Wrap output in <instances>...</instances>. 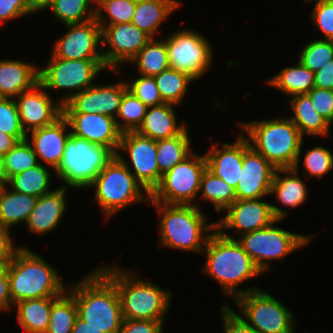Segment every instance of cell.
<instances>
[{"instance_id": "10", "label": "cell", "mask_w": 333, "mask_h": 333, "mask_svg": "<svg viewBox=\"0 0 333 333\" xmlns=\"http://www.w3.org/2000/svg\"><path fill=\"white\" fill-rule=\"evenodd\" d=\"M50 55L45 67H39V83L50 92L53 89L54 92L67 90L62 98H58L62 105L77 93L91 87L94 79L107 69L104 60H67Z\"/></svg>"}, {"instance_id": "28", "label": "cell", "mask_w": 333, "mask_h": 333, "mask_svg": "<svg viewBox=\"0 0 333 333\" xmlns=\"http://www.w3.org/2000/svg\"><path fill=\"white\" fill-rule=\"evenodd\" d=\"M181 4L180 0H137L131 23L152 38H158L156 35L162 22Z\"/></svg>"}, {"instance_id": "25", "label": "cell", "mask_w": 333, "mask_h": 333, "mask_svg": "<svg viewBox=\"0 0 333 333\" xmlns=\"http://www.w3.org/2000/svg\"><path fill=\"white\" fill-rule=\"evenodd\" d=\"M39 67L34 63L0 60V97L16 98L39 82Z\"/></svg>"}, {"instance_id": "48", "label": "cell", "mask_w": 333, "mask_h": 333, "mask_svg": "<svg viewBox=\"0 0 333 333\" xmlns=\"http://www.w3.org/2000/svg\"><path fill=\"white\" fill-rule=\"evenodd\" d=\"M307 95L311 99L313 107L330 124L333 123V90L312 88Z\"/></svg>"}, {"instance_id": "34", "label": "cell", "mask_w": 333, "mask_h": 333, "mask_svg": "<svg viewBox=\"0 0 333 333\" xmlns=\"http://www.w3.org/2000/svg\"><path fill=\"white\" fill-rule=\"evenodd\" d=\"M190 140L188 128L173 138L156 140L157 164L161 175L167 173L193 152Z\"/></svg>"}, {"instance_id": "35", "label": "cell", "mask_w": 333, "mask_h": 333, "mask_svg": "<svg viewBox=\"0 0 333 333\" xmlns=\"http://www.w3.org/2000/svg\"><path fill=\"white\" fill-rule=\"evenodd\" d=\"M130 63L135 64L138 73L143 76L154 77L170 68L165 40L153 38Z\"/></svg>"}, {"instance_id": "27", "label": "cell", "mask_w": 333, "mask_h": 333, "mask_svg": "<svg viewBox=\"0 0 333 333\" xmlns=\"http://www.w3.org/2000/svg\"><path fill=\"white\" fill-rule=\"evenodd\" d=\"M299 171V168H285L274 172L270 195H276L283 206L295 209L307 200L308 188Z\"/></svg>"}, {"instance_id": "54", "label": "cell", "mask_w": 333, "mask_h": 333, "mask_svg": "<svg viewBox=\"0 0 333 333\" xmlns=\"http://www.w3.org/2000/svg\"><path fill=\"white\" fill-rule=\"evenodd\" d=\"M314 87L333 90V60L314 72Z\"/></svg>"}, {"instance_id": "37", "label": "cell", "mask_w": 333, "mask_h": 333, "mask_svg": "<svg viewBox=\"0 0 333 333\" xmlns=\"http://www.w3.org/2000/svg\"><path fill=\"white\" fill-rule=\"evenodd\" d=\"M47 9L64 25L96 18V0H50Z\"/></svg>"}, {"instance_id": "56", "label": "cell", "mask_w": 333, "mask_h": 333, "mask_svg": "<svg viewBox=\"0 0 333 333\" xmlns=\"http://www.w3.org/2000/svg\"><path fill=\"white\" fill-rule=\"evenodd\" d=\"M71 333H104L94 326L88 325V322L77 316Z\"/></svg>"}, {"instance_id": "23", "label": "cell", "mask_w": 333, "mask_h": 333, "mask_svg": "<svg viewBox=\"0 0 333 333\" xmlns=\"http://www.w3.org/2000/svg\"><path fill=\"white\" fill-rule=\"evenodd\" d=\"M67 187L60 186L48 194L38 197L35 207L26 222L28 232L45 235L57 229L67 208Z\"/></svg>"}, {"instance_id": "17", "label": "cell", "mask_w": 333, "mask_h": 333, "mask_svg": "<svg viewBox=\"0 0 333 333\" xmlns=\"http://www.w3.org/2000/svg\"><path fill=\"white\" fill-rule=\"evenodd\" d=\"M102 54L107 69L118 73L119 66L130 63L153 38L131 22L101 26ZM107 50L106 46L107 45Z\"/></svg>"}, {"instance_id": "39", "label": "cell", "mask_w": 333, "mask_h": 333, "mask_svg": "<svg viewBox=\"0 0 333 333\" xmlns=\"http://www.w3.org/2000/svg\"><path fill=\"white\" fill-rule=\"evenodd\" d=\"M77 316L75 299L66 291L52 303L49 326L45 333H71Z\"/></svg>"}, {"instance_id": "21", "label": "cell", "mask_w": 333, "mask_h": 333, "mask_svg": "<svg viewBox=\"0 0 333 333\" xmlns=\"http://www.w3.org/2000/svg\"><path fill=\"white\" fill-rule=\"evenodd\" d=\"M63 116L72 135L106 147L116 155L122 133L114 118L98 113H63Z\"/></svg>"}, {"instance_id": "12", "label": "cell", "mask_w": 333, "mask_h": 333, "mask_svg": "<svg viewBox=\"0 0 333 333\" xmlns=\"http://www.w3.org/2000/svg\"><path fill=\"white\" fill-rule=\"evenodd\" d=\"M207 168L205 155L192 152L182 162L162 175L150 194V202L193 205L200 194L201 177Z\"/></svg>"}, {"instance_id": "43", "label": "cell", "mask_w": 333, "mask_h": 333, "mask_svg": "<svg viewBox=\"0 0 333 333\" xmlns=\"http://www.w3.org/2000/svg\"><path fill=\"white\" fill-rule=\"evenodd\" d=\"M298 61L312 72L333 60V41L315 39L302 46Z\"/></svg>"}, {"instance_id": "47", "label": "cell", "mask_w": 333, "mask_h": 333, "mask_svg": "<svg viewBox=\"0 0 333 333\" xmlns=\"http://www.w3.org/2000/svg\"><path fill=\"white\" fill-rule=\"evenodd\" d=\"M311 12V20L323 34V40L333 41V1H315Z\"/></svg>"}, {"instance_id": "6", "label": "cell", "mask_w": 333, "mask_h": 333, "mask_svg": "<svg viewBox=\"0 0 333 333\" xmlns=\"http://www.w3.org/2000/svg\"><path fill=\"white\" fill-rule=\"evenodd\" d=\"M7 273L13 305L26 299L60 297L68 288L57 269L28 247L16 251Z\"/></svg>"}, {"instance_id": "13", "label": "cell", "mask_w": 333, "mask_h": 333, "mask_svg": "<svg viewBox=\"0 0 333 333\" xmlns=\"http://www.w3.org/2000/svg\"><path fill=\"white\" fill-rule=\"evenodd\" d=\"M165 45L171 69L185 73L195 81L208 73L214 53L210 41L201 32L179 29L167 36Z\"/></svg>"}, {"instance_id": "29", "label": "cell", "mask_w": 333, "mask_h": 333, "mask_svg": "<svg viewBox=\"0 0 333 333\" xmlns=\"http://www.w3.org/2000/svg\"><path fill=\"white\" fill-rule=\"evenodd\" d=\"M289 100V106L293 114L289 118L297 126L303 137H306V135L308 137L329 136L331 124L313 107L307 94L296 95Z\"/></svg>"}, {"instance_id": "53", "label": "cell", "mask_w": 333, "mask_h": 333, "mask_svg": "<svg viewBox=\"0 0 333 333\" xmlns=\"http://www.w3.org/2000/svg\"><path fill=\"white\" fill-rule=\"evenodd\" d=\"M12 300L9 294V279L7 265L0 269V313L13 309Z\"/></svg>"}, {"instance_id": "38", "label": "cell", "mask_w": 333, "mask_h": 333, "mask_svg": "<svg viewBox=\"0 0 333 333\" xmlns=\"http://www.w3.org/2000/svg\"><path fill=\"white\" fill-rule=\"evenodd\" d=\"M154 79L162 101L177 106L184 101L190 83L195 82L189 75L171 68L155 75Z\"/></svg>"}, {"instance_id": "26", "label": "cell", "mask_w": 333, "mask_h": 333, "mask_svg": "<svg viewBox=\"0 0 333 333\" xmlns=\"http://www.w3.org/2000/svg\"><path fill=\"white\" fill-rule=\"evenodd\" d=\"M176 106L163 103L148 107L143 122L136 132L153 140L169 139L180 135L187 127L185 122H177L174 111Z\"/></svg>"}, {"instance_id": "45", "label": "cell", "mask_w": 333, "mask_h": 333, "mask_svg": "<svg viewBox=\"0 0 333 333\" xmlns=\"http://www.w3.org/2000/svg\"><path fill=\"white\" fill-rule=\"evenodd\" d=\"M0 131L15 136L19 141L26 139L14 98L0 97Z\"/></svg>"}, {"instance_id": "60", "label": "cell", "mask_w": 333, "mask_h": 333, "mask_svg": "<svg viewBox=\"0 0 333 333\" xmlns=\"http://www.w3.org/2000/svg\"><path fill=\"white\" fill-rule=\"evenodd\" d=\"M312 1H333V0H305L304 2H312Z\"/></svg>"}, {"instance_id": "3", "label": "cell", "mask_w": 333, "mask_h": 333, "mask_svg": "<svg viewBox=\"0 0 333 333\" xmlns=\"http://www.w3.org/2000/svg\"><path fill=\"white\" fill-rule=\"evenodd\" d=\"M238 123L249 145L276 169L300 168L304 138L290 118L276 116Z\"/></svg>"}, {"instance_id": "7", "label": "cell", "mask_w": 333, "mask_h": 333, "mask_svg": "<svg viewBox=\"0 0 333 333\" xmlns=\"http://www.w3.org/2000/svg\"><path fill=\"white\" fill-rule=\"evenodd\" d=\"M92 187L96 189L94 201L99 205L104 220L130 204L150 200V194L117 155L99 171L89 186L90 189Z\"/></svg>"}, {"instance_id": "2", "label": "cell", "mask_w": 333, "mask_h": 333, "mask_svg": "<svg viewBox=\"0 0 333 333\" xmlns=\"http://www.w3.org/2000/svg\"><path fill=\"white\" fill-rule=\"evenodd\" d=\"M69 285L67 291L74 297L82 320L104 333H119L123 322L120 298L114 283L99 267Z\"/></svg>"}, {"instance_id": "14", "label": "cell", "mask_w": 333, "mask_h": 333, "mask_svg": "<svg viewBox=\"0 0 333 333\" xmlns=\"http://www.w3.org/2000/svg\"><path fill=\"white\" fill-rule=\"evenodd\" d=\"M123 151L129 156L128 161L125 158L126 154H121ZM116 155L144 189L151 194L162 178L157 164L156 140L137 132L122 133Z\"/></svg>"}, {"instance_id": "41", "label": "cell", "mask_w": 333, "mask_h": 333, "mask_svg": "<svg viewBox=\"0 0 333 333\" xmlns=\"http://www.w3.org/2000/svg\"><path fill=\"white\" fill-rule=\"evenodd\" d=\"M137 0H96V20L100 26L129 23ZM107 18V19H106Z\"/></svg>"}, {"instance_id": "9", "label": "cell", "mask_w": 333, "mask_h": 333, "mask_svg": "<svg viewBox=\"0 0 333 333\" xmlns=\"http://www.w3.org/2000/svg\"><path fill=\"white\" fill-rule=\"evenodd\" d=\"M281 221L276 220L268 227L240 235L236 239L263 274L271 269L272 260L282 261L299 248L308 246L311 238L316 236L291 232L275 225Z\"/></svg>"}, {"instance_id": "5", "label": "cell", "mask_w": 333, "mask_h": 333, "mask_svg": "<svg viewBox=\"0 0 333 333\" xmlns=\"http://www.w3.org/2000/svg\"><path fill=\"white\" fill-rule=\"evenodd\" d=\"M99 267L116 286L123 319H165L171 306V291L163 289L151 280H141L137 274L119 265Z\"/></svg>"}, {"instance_id": "33", "label": "cell", "mask_w": 333, "mask_h": 333, "mask_svg": "<svg viewBox=\"0 0 333 333\" xmlns=\"http://www.w3.org/2000/svg\"><path fill=\"white\" fill-rule=\"evenodd\" d=\"M50 172L49 166L39 163L37 166L11 177L7 181V185L16 192L38 198L53 191L50 189L52 187L50 186L52 183V173Z\"/></svg>"}, {"instance_id": "36", "label": "cell", "mask_w": 333, "mask_h": 333, "mask_svg": "<svg viewBox=\"0 0 333 333\" xmlns=\"http://www.w3.org/2000/svg\"><path fill=\"white\" fill-rule=\"evenodd\" d=\"M200 198L203 202H211L216 212H224L237 200L235 188L216 177L207 168L202 174L200 183Z\"/></svg>"}, {"instance_id": "46", "label": "cell", "mask_w": 333, "mask_h": 333, "mask_svg": "<svg viewBox=\"0 0 333 333\" xmlns=\"http://www.w3.org/2000/svg\"><path fill=\"white\" fill-rule=\"evenodd\" d=\"M128 90L131 91L147 107L163 104L154 77L140 75L139 78L126 80Z\"/></svg>"}, {"instance_id": "40", "label": "cell", "mask_w": 333, "mask_h": 333, "mask_svg": "<svg viewBox=\"0 0 333 333\" xmlns=\"http://www.w3.org/2000/svg\"><path fill=\"white\" fill-rule=\"evenodd\" d=\"M147 106L128 89L124 92L115 118L121 133L136 132L141 126Z\"/></svg>"}, {"instance_id": "24", "label": "cell", "mask_w": 333, "mask_h": 333, "mask_svg": "<svg viewBox=\"0 0 333 333\" xmlns=\"http://www.w3.org/2000/svg\"><path fill=\"white\" fill-rule=\"evenodd\" d=\"M221 148H219L217 143L212 144L210 149L204 154L207 169L236 189L242 171V133L238 135L234 143H224Z\"/></svg>"}, {"instance_id": "42", "label": "cell", "mask_w": 333, "mask_h": 333, "mask_svg": "<svg viewBox=\"0 0 333 333\" xmlns=\"http://www.w3.org/2000/svg\"><path fill=\"white\" fill-rule=\"evenodd\" d=\"M39 164L37 155L27 139L19 141L6 155H4L5 176L11 177Z\"/></svg>"}, {"instance_id": "44", "label": "cell", "mask_w": 333, "mask_h": 333, "mask_svg": "<svg viewBox=\"0 0 333 333\" xmlns=\"http://www.w3.org/2000/svg\"><path fill=\"white\" fill-rule=\"evenodd\" d=\"M302 158V167L304 166L305 171L302 178L313 176L317 179H322L325 174L333 170V154L328 148L322 145L306 149L305 155Z\"/></svg>"}, {"instance_id": "19", "label": "cell", "mask_w": 333, "mask_h": 333, "mask_svg": "<svg viewBox=\"0 0 333 333\" xmlns=\"http://www.w3.org/2000/svg\"><path fill=\"white\" fill-rule=\"evenodd\" d=\"M276 168L250 145L243 135L242 171L235 189L237 200L270 196Z\"/></svg>"}, {"instance_id": "11", "label": "cell", "mask_w": 333, "mask_h": 333, "mask_svg": "<svg viewBox=\"0 0 333 333\" xmlns=\"http://www.w3.org/2000/svg\"><path fill=\"white\" fill-rule=\"evenodd\" d=\"M234 302L241 318L257 333H296V317L267 291H250Z\"/></svg>"}, {"instance_id": "52", "label": "cell", "mask_w": 333, "mask_h": 333, "mask_svg": "<svg viewBox=\"0 0 333 333\" xmlns=\"http://www.w3.org/2000/svg\"><path fill=\"white\" fill-rule=\"evenodd\" d=\"M11 230L0 226V264L2 266H6L14 257L16 251L20 247H17L14 243L13 239H11Z\"/></svg>"}, {"instance_id": "59", "label": "cell", "mask_w": 333, "mask_h": 333, "mask_svg": "<svg viewBox=\"0 0 333 333\" xmlns=\"http://www.w3.org/2000/svg\"><path fill=\"white\" fill-rule=\"evenodd\" d=\"M6 185H7L6 178H0V194L3 192Z\"/></svg>"}, {"instance_id": "4", "label": "cell", "mask_w": 333, "mask_h": 333, "mask_svg": "<svg viewBox=\"0 0 333 333\" xmlns=\"http://www.w3.org/2000/svg\"><path fill=\"white\" fill-rule=\"evenodd\" d=\"M161 217L159 220V244L161 247L185 252L202 253L215 222L208 223L198 203L193 205L149 202Z\"/></svg>"}, {"instance_id": "50", "label": "cell", "mask_w": 333, "mask_h": 333, "mask_svg": "<svg viewBox=\"0 0 333 333\" xmlns=\"http://www.w3.org/2000/svg\"><path fill=\"white\" fill-rule=\"evenodd\" d=\"M164 320L123 319L119 333H164Z\"/></svg>"}, {"instance_id": "18", "label": "cell", "mask_w": 333, "mask_h": 333, "mask_svg": "<svg viewBox=\"0 0 333 333\" xmlns=\"http://www.w3.org/2000/svg\"><path fill=\"white\" fill-rule=\"evenodd\" d=\"M50 94L52 93L47 92L38 82L15 98L20 124L26 135L53 124L63 115V105L58 99L54 101Z\"/></svg>"}, {"instance_id": "16", "label": "cell", "mask_w": 333, "mask_h": 333, "mask_svg": "<svg viewBox=\"0 0 333 333\" xmlns=\"http://www.w3.org/2000/svg\"><path fill=\"white\" fill-rule=\"evenodd\" d=\"M64 26L68 31L53 41L51 50L55 57L67 60H104L102 28L96 18Z\"/></svg>"}, {"instance_id": "58", "label": "cell", "mask_w": 333, "mask_h": 333, "mask_svg": "<svg viewBox=\"0 0 333 333\" xmlns=\"http://www.w3.org/2000/svg\"><path fill=\"white\" fill-rule=\"evenodd\" d=\"M0 178H6L4 168V155L0 154Z\"/></svg>"}, {"instance_id": "15", "label": "cell", "mask_w": 333, "mask_h": 333, "mask_svg": "<svg viewBox=\"0 0 333 333\" xmlns=\"http://www.w3.org/2000/svg\"><path fill=\"white\" fill-rule=\"evenodd\" d=\"M259 199L235 200L225 210V216L215 222L219 232L235 230L241 235L268 227L276 220H284L287 210Z\"/></svg>"}, {"instance_id": "1", "label": "cell", "mask_w": 333, "mask_h": 333, "mask_svg": "<svg viewBox=\"0 0 333 333\" xmlns=\"http://www.w3.org/2000/svg\"><path fill=\"white\" fill-rule=\"evenodd\" d=\"M201 254L206 255L202 271L219 283L223 295L232 300L259 287L241 288L240 284L262 275L250 256L235 237L215 229L209 236Z\"/></svg>"}, {"instance_id": "30", "label": "cell", "mask_w": 333, "mask_h": 333, "mask_svg": "<svg viewBox=\"0 0 333 333\" xmlns=\"http://www.w3.org/2000/svg\"><path fill=\"white\" fill-rule=\"evenodd\" d=\"M58 297L22 300L13 306L17 313L18 325L26 333H45L49 326L52 303Z\"/></svg>"}, {"instance_id": "22", "label": "cell", "mask_w": 333, "mask_h": 333, "mask_svg": "<svg viewBox=\"0 0 333 333\" xmlns=\"http://www.w3.org/2000/svg\"><path fill=\"white\" fill-rule=\"evenodd\" d=\"M29 133L26 135V139L32 145L38 162L43 165L46 163L47 166L49 165L55 171L63 156L67 140L71 135L67 119L62 115L53 124Z\"/></svg>"}, {"instance_id": "8", "label": "cell", "mask_w": 333, "mask_h": 333, "mask_svg": "<svg viewBox=\"0 0 333 333\" xmlns=\"http://www.w3.org/2000/svg\"><path fill=\"white\" fill-rule=\"evenodd\" d=\"M113 156L106 147L71 134L54 172L65 183L63 187L89 189L96 175Z\"/></svg>"}, {"instance_id": "20", "label": "cell", "mask_w": 333, "mask_h": 333, "mask_svg": "<svg viewBox=\"0 0 333 333\" xmlns=\"http://www.w3.org/2000/svg\"><path fill=\"white\" fill-rule=\"evenodd\" d=\"M93 84L77 93L63 105V113H98L116 118L127 83Z\"/></svg>"}, {"instance_id": "57", "label": "cell", "mask_w": 333, "mask_h": 333, "mask_svg": "<svg viewBox=\"0 0 333 333\" xmlns=\"http://www.w3.org/2000/svg\"><path fill=\"white\" fill-rule=\"evenodd\" d=\"M24 3L26 7L34 14L35 12L47 10L50 0H24Z\"/></svg>"}, {"instance_id": "31", "label": "cell", "mask_w": 333, "mask_h": 333, "mask_svg": "<svg viewBox=\"0 0 333 333\" xmlns=\"http://www.w3.org/2000/svg\"><path fill=\"white\" fill-rule=\"evenodd\" d=\"M38 198L4 188L0 194V226L12 230V227L26 224Z\"/></svg>"}, {"instance_id": "32", "label": "cell", "mask_w": 333, "mask_h": 333, "mask_svg": "<svg viewBox=\"0 0 333 333\" xmlns=\"http://www.w3.org/2000/svg\"><path fill=\"white\" fill-rule=\"evenodd\" d=\"M266 82L280 92L286 93L290 98L307 94L314 88V72L297 60L295 66L283 68Z\"/></svg>"}, {"instance_id": "51", "label": "cell", "mask_w": 333, "mask_h": 333, "mask_svg": "<svg viewBox=\"0 0 333 333\" xmlns=\"http://www.w3.org/2000/svg\"><path fill=\"white\" fill-rule=\"evenodd\" d=\"M31 14L24 0H0V24Z\"/></svg>"}, {"instance_id": "49", "label": "cell", "mask_w": 333, "mask_h": 333, "mask_svg": "<svg viewBox=\"0 0 333 333\" xmlns=\"http://www.w3.org/2000/svg\"><path fill=\"white\" fill-rule=\"evenodd\" d=\"M221 307L223 333H257L229 305L224 303Z\"/></svg>"}, {"instance_id": "55", "label": "cell", "mask_w": 333, "mask_h": 333, "mask_svg": "<svg viewBox=\"0 0 333 333\" xmlns=\"http://www.w3.org/2000/svg\"><path fill=\"white\" fill-rule=\"evenodd\" d=\"M18 142L15 136L0 131V154L6 155Z\"/></svg>"}]
</instances>
